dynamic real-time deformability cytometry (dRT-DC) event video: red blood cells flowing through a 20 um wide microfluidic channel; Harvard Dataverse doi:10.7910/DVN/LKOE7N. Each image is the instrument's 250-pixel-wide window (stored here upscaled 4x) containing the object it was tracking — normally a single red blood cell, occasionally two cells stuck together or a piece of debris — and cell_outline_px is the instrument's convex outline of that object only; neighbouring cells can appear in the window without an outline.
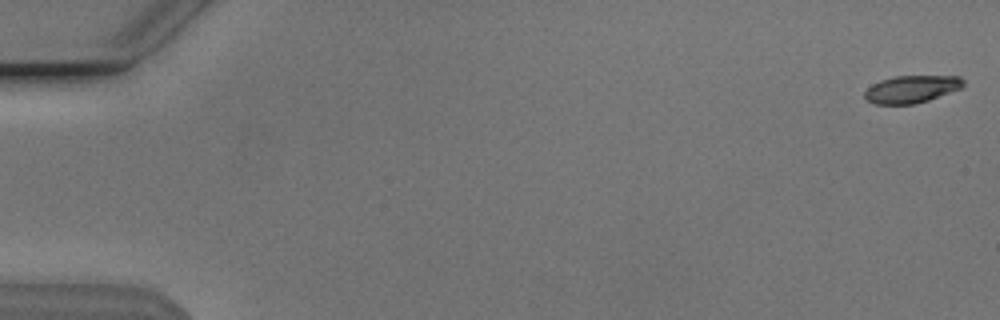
{"species": "Egyptian fruit bat (a non-hibernating species)", "species_latin": "Rousettus aegyptiacus", "temperature_condition": "cold", "stored_images_in_passage": 54, "camera_frame_rate_fps": 3000, "um_per_image_px": 0.085, "animal": {"sex": "male"}, "frame": {"image": 1, "passage_image": 1, "time_ms": 0.0, "image_size_px": [1000, 320], "cell_outline_px": [[964, 84], [960, 88], [928, 100], [912, 104], [876, 104], [868, 100], [864, 96], [864, 92], [872, 84], [880, 80], [892, 76], [960, 76], [964, 80]], "centroid_in_image_um": [77.46, 7.56], "position_along_channel_um": 7.5, "area_um2": 15.61}}
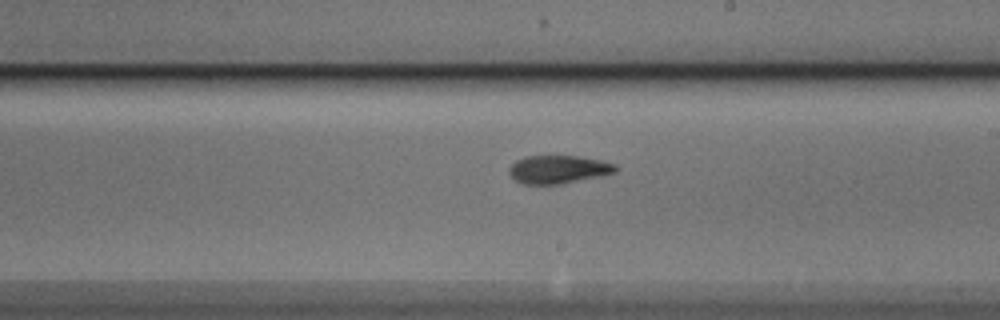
{"frame": {"image": 2, "passage_image": 32, "time_ms": 10.333, "image_size_px": [1000, 320], "cell_outline_px": [[620, 168], [616, 172], [600, 176], [560, 184], [524, 184], [516, 180], [508, 172], [508, 168], [516, 160], [524, 156], [580, 156], [600, 160], [616, 164]], "centroid_in_image_um": [47.48, 14.39], "position_along_channel_um": 241.5, "area_um2": 17.51}}
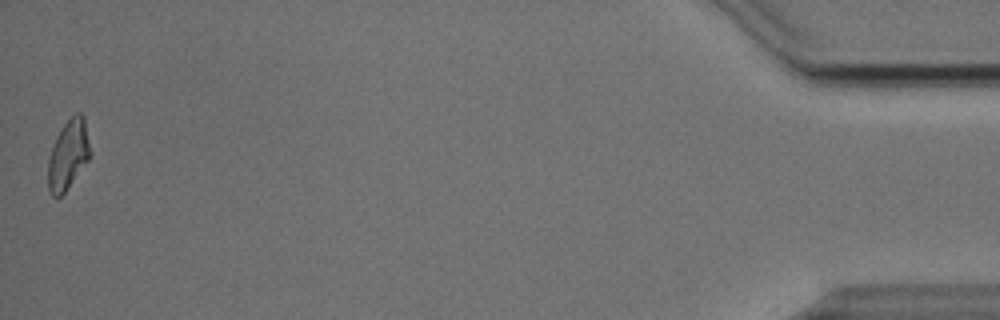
{"frame": {"image": 3, "passage_image": 54, "time_ms": 17.667, "image_size_px": [1000, 320], "cell_outline_px": [[92, 152], [88, 160], [64, 192], [60, 196], [52, 196], [48, 188], [48, 160], [56, 136], [64, 124], [76, 112], [80, 112], [84, 116]], "centroid_in_image_um": [5.81, 13.12], "position_along_channel_um": 429.4, "area_um2": 16.94}, "authors_computed_cell_mechanics": {"area_um2": 17.2244, "velocity_mm_per_s": 3.8245, "shape_relaxation_time_tau1_ms": 4.395, "shape_relaxation_time_tau2_ms": 3.4303, "deformation_change_tau1": 0.1489, "deformation_change_tau2": 0.0609}}